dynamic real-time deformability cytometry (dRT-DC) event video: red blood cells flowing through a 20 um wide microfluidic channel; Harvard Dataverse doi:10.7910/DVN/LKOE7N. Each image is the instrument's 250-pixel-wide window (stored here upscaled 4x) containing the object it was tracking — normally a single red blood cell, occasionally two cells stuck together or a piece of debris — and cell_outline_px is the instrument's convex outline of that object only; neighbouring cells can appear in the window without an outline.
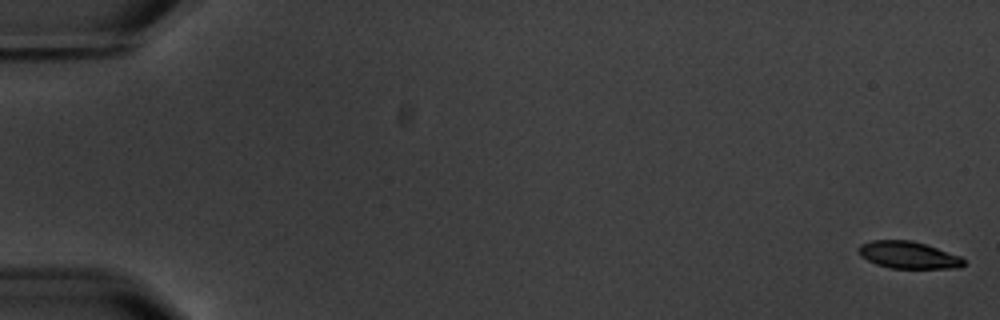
{"species": "common noctule bat (a hibernating species)", "species_latin": "Nyctalus noctula", "temperature_condition": "warm", "stored_images_in_passage": 5, "camera_frame_rate_fps": 3000, "um_per_image_px": 0.085, "animal": {"sex": "male", "body_mass_g": 20.1, "forearm_length_mm": 53.5}, "frame": {"image": 1, "passage_image": 1, "time_ms": 0.0, "image_size_px": [1000, 320], "cell_outline_px": [[964, 264], [960, 268], [892, 268], [876, 264], [860, 256], [856, 248], [860, 244], [872, 240], [912, 240], [960, 256], [964, 260]], "centroid_in_image_um": [77.16, 21.67], "position_along_channel_um": 7.8, "area_um2": 16.53}}
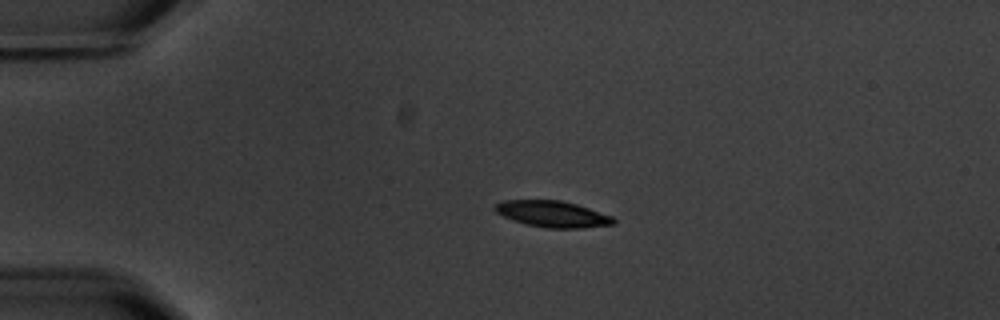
{"frame": {"image": 2, "passage_image": 4, "time_ms": 4.333, "image_size_px": [1000, 320], "cell_outline_px": [[616, 220], [612, 224], [584, 228], [544, 228], [512, 220], [496, 212], [492, 208], [496, 204], [504, 200], [560, 200], [576, 204], [612, 216]], "centroid_in_image_um": [46.94, 18.19], "position_along_channel_um": 38.1, "area_um2": 18.03}}